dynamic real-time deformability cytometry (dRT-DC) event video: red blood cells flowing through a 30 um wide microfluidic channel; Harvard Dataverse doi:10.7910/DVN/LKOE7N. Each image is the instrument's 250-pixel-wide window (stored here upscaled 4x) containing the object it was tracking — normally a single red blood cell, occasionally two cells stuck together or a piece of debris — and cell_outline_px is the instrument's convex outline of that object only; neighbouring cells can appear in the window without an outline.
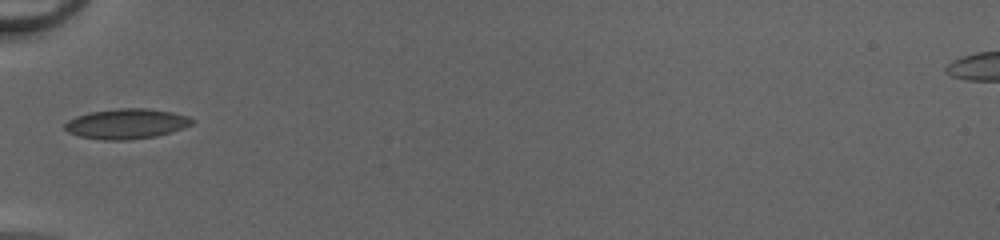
{"species": "common noctule bat (a hibernating species)", "species_latin": "Nyctalus noctula", "temperature_condition": "cold", "stored_images_in_passage": 32, "camera_frame_rate_fps": 3000, "um_per_image_px": 0.085, "animal": {"sex": "female", "body_mass_g": 20.0, "forearm_length_mm": 54.0}, "frame": {"image": 1, "passage_image": 1, "time_ms": 0.0, "image_size_px": [1000, 240], "cell_outline_px": [[196, 120], [192, 124], [184, 128], [172, 132], [156, 136], [128, 140], [104, 140], [80, 136], [68, 132], [64, 128], [64, 124], [68, 120], [76, 116], [92, 112], [120, 108], [148, 108], [172, 112], [188, 116]], "centroid_in_image_um": [10.78, 10.52], "position_along_channel_um": 74.2, "area_um2": 22.37}}
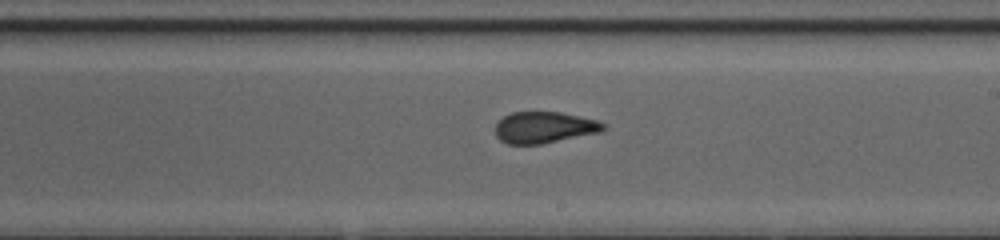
{"frame": {"image": 2, "passage_image": 13, "time_ms": 4.0, "image_size_px": [1000, 240], "cell_outline_px": [[608, 128], [600, 132], [540, 144], [508, 144], [500, 140], [496, 136], [496, 124], [504, 116], [512, 112], [560, 112], [596, 120], [604, 124]], "centroid_in_image_um": [46.25, 10.83], "position_along_channel_um": 242.7, "area_um2": 19.59}}
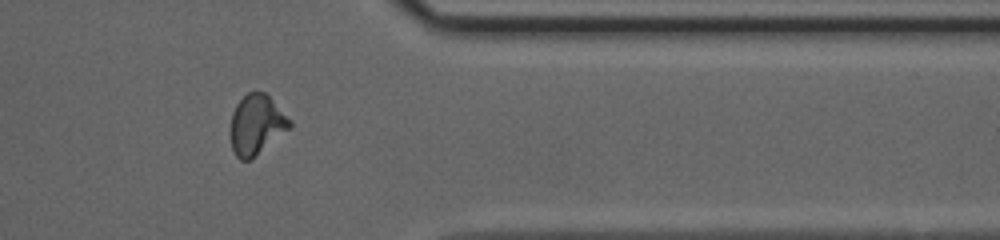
{"frame": {"image": 3, "passage_image": 24, "time_ms": 7.667, "image_size_px": [1000, 240], "cell_outline_px": [[292, 128], [252, 160], [240, 160], [236, 156], [232, 148], [232, 112], [236, 104], [248, 92], [264, 92], [292, 120]], "centroid_in_image_um": [21.85, 10.63], "position_along_channel_um": 389.6, "area_um2": 20.75}, "authors_computed_cell_mechanics": {"area_um2": 20.4034, "velocity_mm_per_s": 4.214, "shape_relaxation_time_tau1_ms": null, "shape_relaxation_time_tau2_ms": 1.0221, "deformation_change_tau1": null, "deformation_change_tau2": 0.0674}}